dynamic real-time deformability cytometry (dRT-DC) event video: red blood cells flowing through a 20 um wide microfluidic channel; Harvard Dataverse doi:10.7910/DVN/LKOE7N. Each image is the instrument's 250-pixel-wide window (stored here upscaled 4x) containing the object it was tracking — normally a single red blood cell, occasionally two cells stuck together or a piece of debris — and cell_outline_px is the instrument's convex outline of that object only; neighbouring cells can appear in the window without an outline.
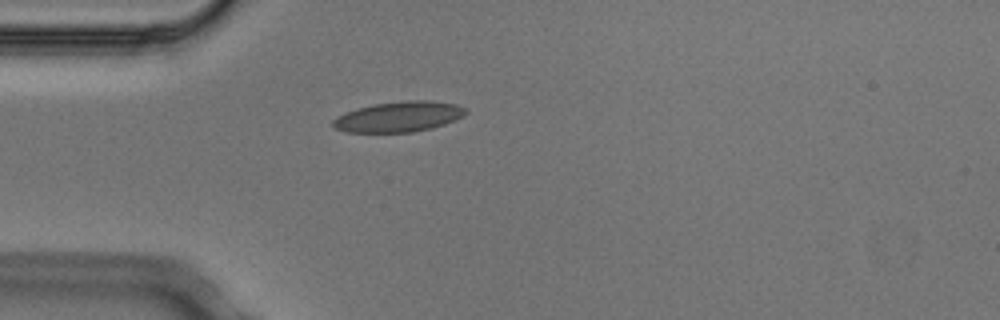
{"species": "Egyptian fruit bat (a non-hibernating species)", "species_latin": "Rousettus aegyptiacus", "temperature_condition": "cold", "stored_images_in_passage": 1, "camera_frame_rate_fps": 3000, "um_per_image_px": 0.085, "animal": {"sex": "male"}, "frame": {"image": 1, "passage_image": 1, "time_ms": 0.0, "image_size_px": [1000, 320], "cell_outline_px": [[468, 112], [464, 116], [456, 120], [432, 128], [412, 132], [344, 132], [336, 128], [332, 124], [332, 120], [336, 116], [356, 108], [376, 104], [404, 100], [428, 100], [456, 104], [468, 108]], "centroid_in_image_um": [33.93, 9.91], "position_along_channel_um": 51.1, "area_um2": 23.7}}